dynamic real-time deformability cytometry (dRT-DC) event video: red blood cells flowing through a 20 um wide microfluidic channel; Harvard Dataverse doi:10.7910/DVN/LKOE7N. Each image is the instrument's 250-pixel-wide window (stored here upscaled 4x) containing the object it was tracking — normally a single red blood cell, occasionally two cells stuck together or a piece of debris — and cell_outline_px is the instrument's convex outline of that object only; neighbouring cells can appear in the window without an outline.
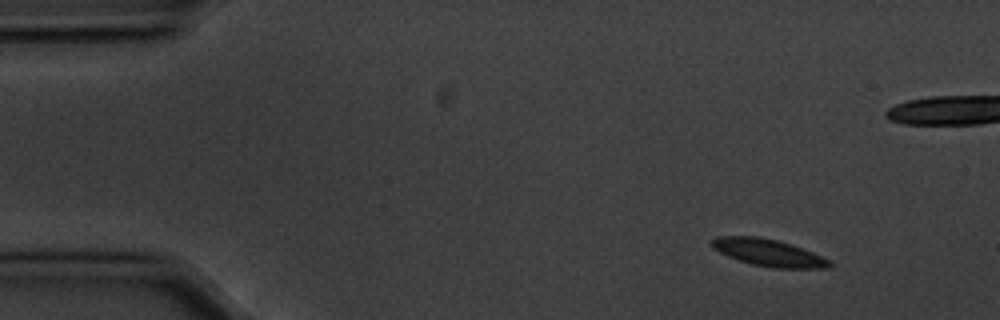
{"species": "common noctule bat (a hibernating species)", "species_latin": "Nyctalus noctula", "temperature_condition": "cold", "stored_images_in_passage": 3, "camera_frame_rate_fps": 3000, "um_per_image_px": 0.085, "animal": {"sex": "male", "body_mass_g": 20.1, "forearm_length_mm": 53.5}, "frame": {"image": 1, "passage_image": 1, "time_ms": 0.0, "image_size_px": [1000, 320], "cell_outline_px": [[832, 268], [772, 268], [752, 264], [728, 256], [712, 248], [712, 240], [716, 236], [760, 236], [792, 244], [832, 260]], "centroid_in_image_um": [65.36, 21.48], "position_along_channel_um": 19.6, "area_um2": 18.61}}